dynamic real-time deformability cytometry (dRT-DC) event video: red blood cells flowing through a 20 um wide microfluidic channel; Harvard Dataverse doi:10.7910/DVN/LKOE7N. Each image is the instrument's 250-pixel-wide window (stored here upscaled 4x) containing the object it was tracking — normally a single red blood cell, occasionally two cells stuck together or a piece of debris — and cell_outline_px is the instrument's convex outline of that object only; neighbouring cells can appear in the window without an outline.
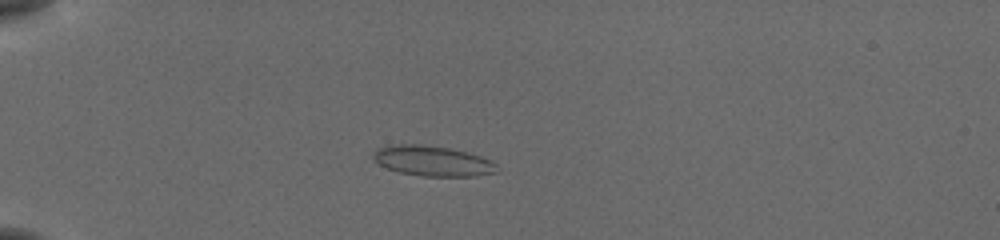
{"species": "common noctule bat (a hibernating species)", "species_latin": "Nyctalus noctula", "temperature_condition": "cold", "stored_images_in_passage": 52, "camera_frame_rate_fps": 3000, "um_per_image_px": 0.085, "animal": {"sex": "female", "body_mass_g": 19.5, "forearm_length_mm": 54.1}, "frame": {"image": 1, "passage_image": 13, "time_ms": 4.0, "image_size_px": [1000, 240], "cell_outline_px": [[496, 172], [476, 176], [424, 176], [400, 172], [388, 168], [380, 164], [372, 156], [372, 152], [380, 148], [400, 144], [412, 144], [448, 148], [480, 156], [496, 164]], "centroid_in_image_um": [36.76, 13.69], "position_along_channel_um": 48.2, "area_um2": 21.15}}
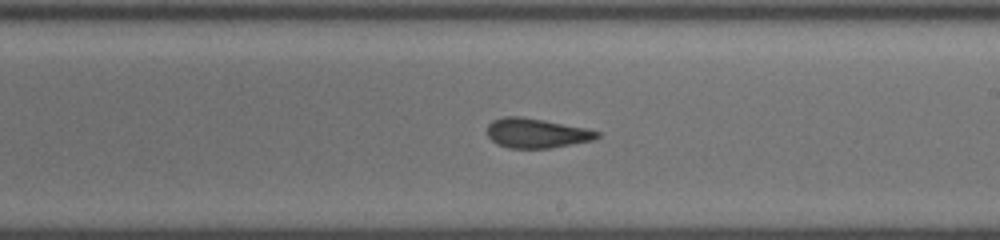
{"frame": {"image": 2, "passage_image": 31, "time_ms": 10.0, "image_size_px": [1000, 240], "cell_outline_px": [[600, 136], [592, 140], [548, 148], [508, 148], [496, 144], [488, 136], [488, 124], [492, 120], [504, 116], [520, 116], [544, 120], [584, 128], [600, 132]], "centroid_in_image_um": [45.55, 11.31], "position_along_channel_um": 243.4, "area_um2": 18.79}}
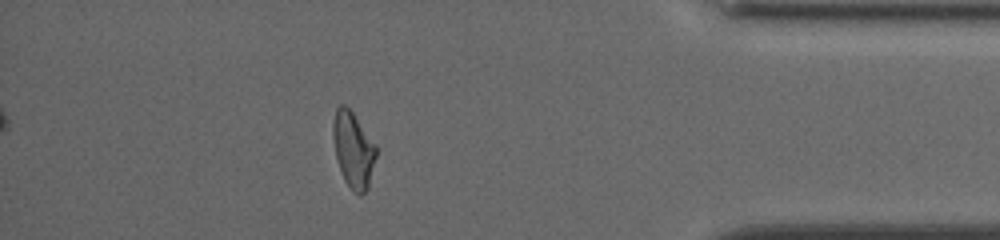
{"frame": {"image": 3, "passage_image": 46, "time_ms": 15.0, "image_size_px": [1000, 240], "cell_outline_px": [[376, 156], [368, 188], [360, 196], [344, 180], [336, 156], [332, 132], [332, 124], [336, 108], [340, 104], [344, 104], [352, 112], [376, 144]], "centroid_in_image_um": [30.03, 12.7], "position_along_channel_um": 405.2, "area_um2": 18.79}, "authors_computed_cell_mechanics": {"area_um2": 19.3919, "velocity_mm_per_s": 3.8226, "shape_relaxation_time_tau1_ms": 6.9826, "shape_relaxation_time_tau2_ms": 1.7259, "deformation_change_tau1": 0.1427, "deformation_change_tau2": 0.0829}}